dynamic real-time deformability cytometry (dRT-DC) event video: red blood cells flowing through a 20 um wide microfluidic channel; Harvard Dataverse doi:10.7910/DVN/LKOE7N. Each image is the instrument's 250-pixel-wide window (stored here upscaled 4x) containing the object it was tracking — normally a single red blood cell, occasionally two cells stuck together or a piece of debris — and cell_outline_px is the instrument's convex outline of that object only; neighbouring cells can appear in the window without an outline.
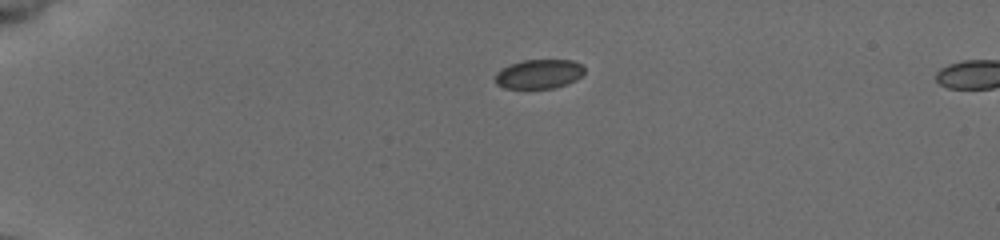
{"species": "common noctule bat (a hibernating species)", "species_latin": "Nyctalus noctula", "temperature_condition": "cold", "stored_images_in_passage": 7, "camera_frame_rate_fps": 3000, "um_per_image_px": 0.085, "animal": {"sex": "female", "body_mass_g": 19.5, "forearm_length_mm": 54.1}, "frame": {"image": 1, "passage_image": 1, "time_ms": 0.0, "image_size_px": [1000, 240], "cell_outline_px": [[584, 72], [576, 80], [556, 88], [504, 88], [496, 84], [496, 72], [500, 68], [524, 60], [572, 60], [580, 64], [584, 68]], "centroid_in_image_um": [45.8, 6.29], "position_along_channel_um": 39.2, "area_um2": 15.14}}
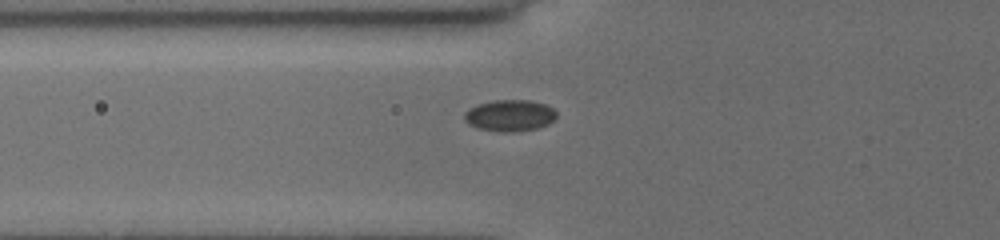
{"frame": {"image": 2, "passage_image": 4, "time_ms": 1.0, "image_size_px": [1000, 240], "cell_outline_px": [[556, 116], [548, 124], [536, 128], [512, 132], [500, 132], [476, 128], [468, 124], [464, 120], [464, 112], [468, 108], [476, 104], [492, 100], [532, 100], [544, 104], [552, 108], [556, 112]], "centroid_in_image_um": [43.27, 9.81], "position_along_channel_um": 82.5, "area_um2": 17.05}}
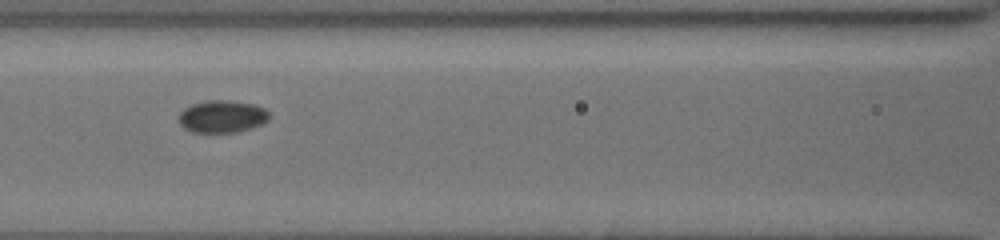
{"frame": {"image": 3, "passage_image": 6, "time_ms": 1.667, "image_size_px": [1000, 240], "cell_outline_px": [[268, 120], [260, 124], [236, 132], [192, 132], [184, 128], [176, 120], [176, 116], [184, 108], [192, 104], [208, 100], [228, 100], [256, 104], [264, 108], [268, 112]], "centroid_in_image_um": [18.82, 9.89], "position_along_channel_um": 147.8, "area_um2": 17.11}}